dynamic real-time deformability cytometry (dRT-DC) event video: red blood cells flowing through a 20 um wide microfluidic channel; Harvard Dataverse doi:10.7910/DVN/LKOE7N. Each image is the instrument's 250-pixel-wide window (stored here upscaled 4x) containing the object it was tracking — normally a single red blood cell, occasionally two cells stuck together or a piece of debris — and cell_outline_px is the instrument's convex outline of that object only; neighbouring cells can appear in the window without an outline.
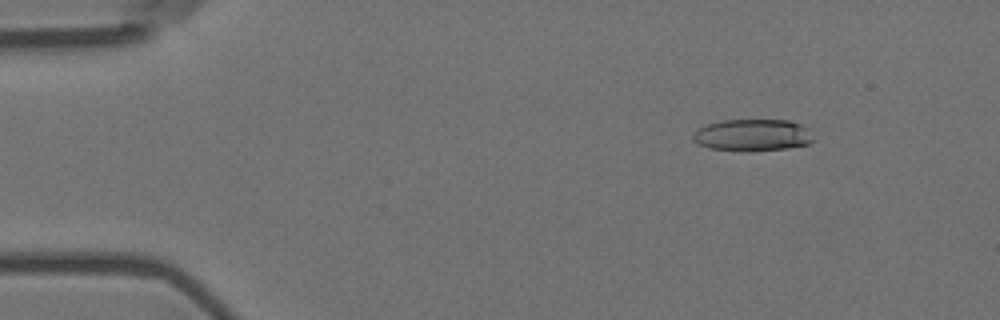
{"species": "Egyptian fruit bat (a non-hibernating species)", "species_latin": "Rousettus aegyptiacus", "temperature_condition": "room temperature", "stored_images_in_passage": 4, "camera_frame_rate_fps": 3000, "um_per_image_px": 0.085, "animal": {"sex": "female"}, "frame": {"image": 1, "passage_image": 2, "time_ms": 0.333, "image_size_px": [1000, 320], "cell_outline_px": [[812, 140], [808, 144], [788, 148], [748, 152], [744, 152], [708, 148], [692, 140], [692, 136], [700, 128], [708, 124], [720, 120], [788, 120], [812, 128]], "centroid_in_image_um": [64.0, 11.49], "position_along_channel_um": 21.0, "area_um2": 22.66}}
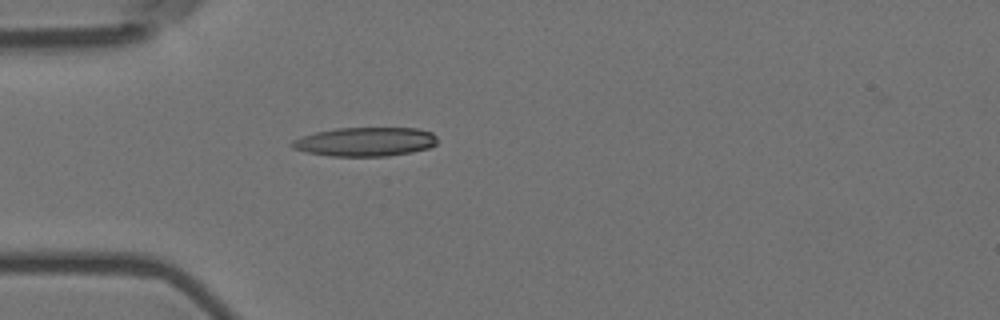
{"frame": {"image": 2, "passage_image": 4, "time_ms": 1.0, "image_size_px": [1000, 320], "cell_outline_px": [[436, 144], [428, 148], [412, 152], [388, 156], [332, 156], [308, 152], [292, 148], [288, 144], [292, 140], [300, 136], [316, 132], [336, 128], [416, 128], [432, 132], [436, 136]], "centroid_in_image_um": [31.02, 12.04], "position_along_channel_um": 54.0, "area_um2": 24.62}}